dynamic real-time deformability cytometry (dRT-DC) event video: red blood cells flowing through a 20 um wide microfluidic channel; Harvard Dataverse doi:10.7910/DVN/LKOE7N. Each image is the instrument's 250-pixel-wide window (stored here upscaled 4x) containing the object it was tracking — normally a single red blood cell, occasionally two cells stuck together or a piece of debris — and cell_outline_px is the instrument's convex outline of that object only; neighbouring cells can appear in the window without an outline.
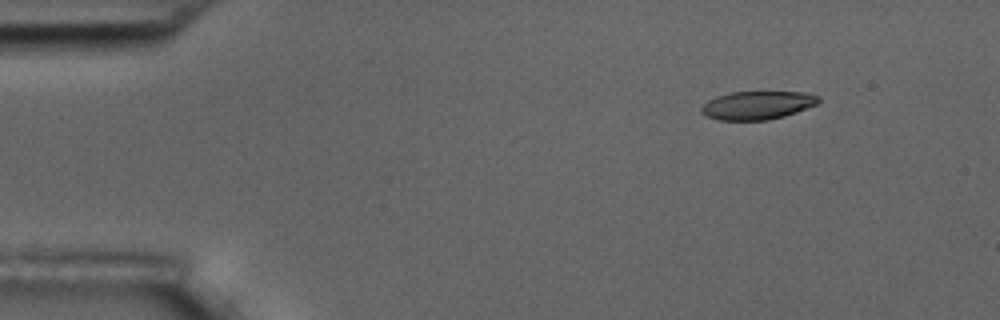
{"species": "common noctule bat (a hibernating species)", "species_latin": "Nyctalus noctula", "temperature_condition": "room temperature", "stored_images_in_passage": 5, "camera_frame_rate_fps": 3000, "um_per_image_px": 0.085, "animal": {"sex": "male", "body_mass_g": 17.5, "forearm_length_mm": 52.3}, "frame": {"image": 1, "passage_image": 2, "time_ms": 1.0, "image_size_px": [1000, 320], "cell_outline_px": [[820, 104], [784, 116], [768, 120], [716, 120], [700, 112], [700, 108], [708, 100], [716, 96], [732, 92], [804, 92], [820, 96]], "centroid_in_image_um": [64.4, 8.94], "position_along_channel_um": 20.6, "area_um2": 19.48}}
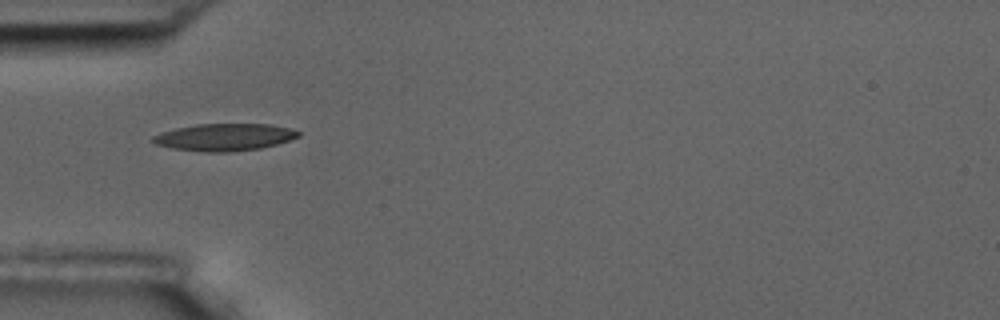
{"frame": {"image": 2, "passage_image": 5, "time_ms": 4.667, "image_size_px": [1000, 320], "cell_outline_px": [[300, 136], [276, 144], [260, 148], [228, 152], [204, 152], [172, 148], [156, 144], [152, 140], [152, 136], [160, 132], [176, 128], [196, 124], [272, 124], [288, 128], [300, 132]], "centroid_in_image_um": [19.05, 11.65], "position_along_channel_um": 65.9, "area_um2": 22.95}}